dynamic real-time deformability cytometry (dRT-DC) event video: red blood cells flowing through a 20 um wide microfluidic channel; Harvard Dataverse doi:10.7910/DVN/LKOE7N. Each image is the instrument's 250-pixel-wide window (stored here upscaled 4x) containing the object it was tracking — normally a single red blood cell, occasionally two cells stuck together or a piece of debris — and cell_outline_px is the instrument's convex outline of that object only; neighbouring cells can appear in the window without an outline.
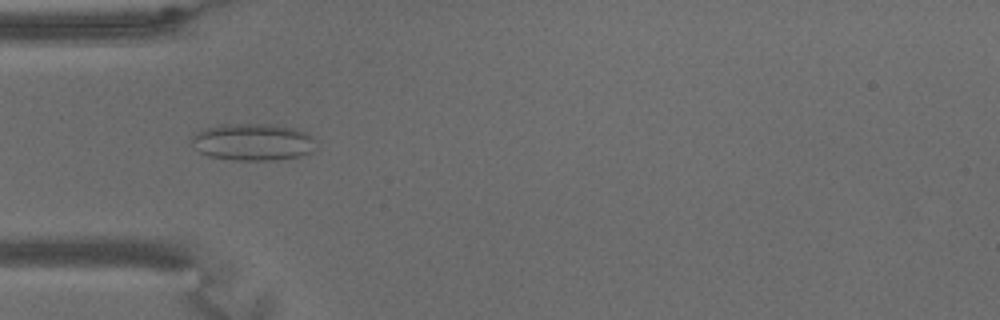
{"species": "common noctule bat (a hibernating species)", "species_latin": "Nyctalus noctula", "temperature_condition": "warm", "stored_images_in_passage": 64, "camera_frame_rate_fps": 3000, "um_per_image_px": 0.085, "animal": {"sex": "male", "body_mass_g": 15.6}, "frame": {"image": 1, "passage_image": 20, "time_ms": 6.333, "image_size_px": [1000, 320], "cell_outline_px": [[316, 148], [312, 152], [300, 156], [276, 160], [228, 160], [208, 156], [200, 152], [192, 144], [192, 132], [204, 128], [220, 124], [268, 124], [296, 128], [308, 132], [312, 136]], "centroid_in_image_um": [21.48, 12.07], "position_along_channel_um": 63.5, "area_um2": 27.28}}
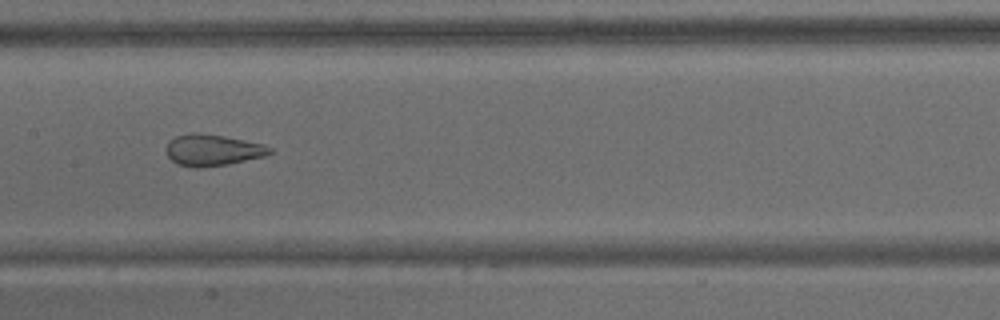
{"frame": {"image": 2, "passage_image": 32, "time_ms": 10.333, "image_size_px": [1000, 320], "cell_outline_px": [[272, 152], [264, 156], [228, 164], [196, 168], [176, 164], [168, 156], [164, 148], [168, 140], [176, 136], [192, 132], [224, 136], [264, 144], [272, 148]], "centroid_in_image_um": [18.03, 12.75], "position_along_channel_um": 189.4, "area_um2": 19.02}}
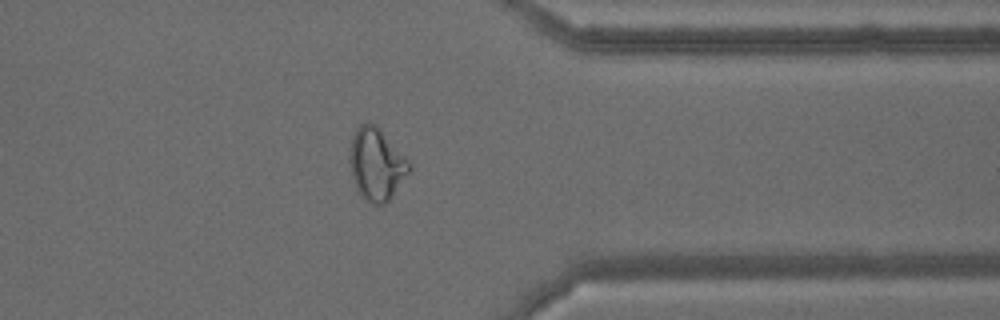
{"frame": {"image": 3, "passage_image": 51, "time_ms": 16.667, "image_size_px": [1000, 320], "cell_outline_px": [[412, 168], [388, 200], [384, 204], [372, 204], [364, 200], [356, 188], [352, 176], [348, 160], [352, 136], [356, 128], [360, 124], [376, 124], [412, 164]], "centroid_in_image_um": [31.98, 13.95], "position_along_channel_um": 379.4, "area_um2": 24.91}, "authors_computed_cell_mechanics": {"area_um2": 25.3742, "velocity_mm_per_s": 3.1427, "shape_relaxation_time_tau1_ms": null, "shape_relaxation_time_tau2_ms": 1.2501, "deformation_change_tau1": null, "deformation_change_tau2": 0.0925}}